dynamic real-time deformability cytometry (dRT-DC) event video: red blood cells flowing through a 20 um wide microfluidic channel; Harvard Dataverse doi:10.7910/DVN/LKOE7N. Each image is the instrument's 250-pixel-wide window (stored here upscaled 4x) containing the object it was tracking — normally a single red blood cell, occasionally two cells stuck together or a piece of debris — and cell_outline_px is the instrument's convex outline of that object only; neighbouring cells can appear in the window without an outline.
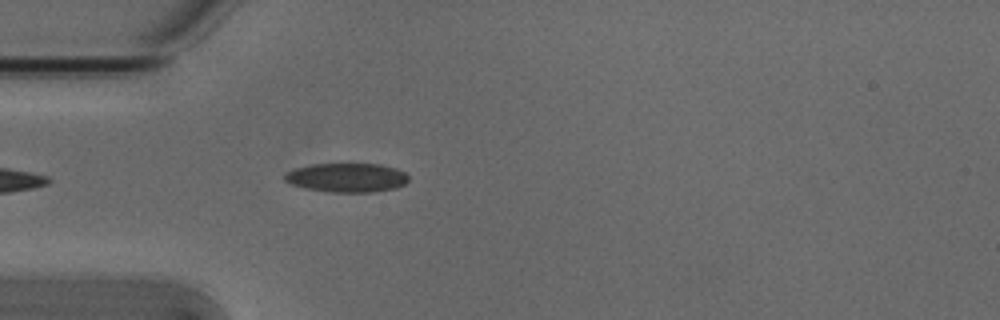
{"species": "Egyptian fruit bat (a non-hibernating species)", "species_latin": "Rousettus aegyptiacus", "temperature_condition": "cold", "stored_images_in_passage": 11, "camera_frame_rate_fps": 3000, "um_per_image_px": 0.085, "animal": {"sex": "male"}, "frame": {"image": 1, "passage_image": 1, "time_ms": 0.0, "image_size_px": [1000, 320], "cell_outline_px": [[408, 180], [404, 184], [396, 188], [372, 192], [332, 192], [304, 188], [292, 184], [284, 180], [284, 172], [296, 168], [312, 164], [380, 164], [396, 168], [404, 172], [408, 176]], "centroid_in_image_um": [29.47, 15.09], "position_along_channel_um": 55.5, "area_um2": 20.98}}
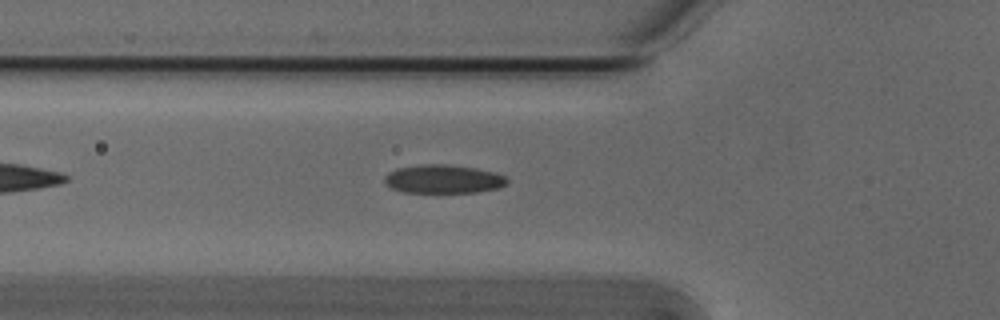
{"frame": {"image": 2, "passage_image": 4, "time_ms": 1.0, "image_size_px": [1000, 320], "cell_outline_px": [[508, 184], [500, 188], [476, 192], [404, 192], [392, 188], [384, 180], [384, 176], [388, 172], [396, 168], [420, 164], [448, 164], [476, 168], [496, 172], [504, 176], [508, 180]], "centroid_in_image_um": [37.71, 15.21], "position_along_channel_um": 88.1, "area_um2": 20.52}}